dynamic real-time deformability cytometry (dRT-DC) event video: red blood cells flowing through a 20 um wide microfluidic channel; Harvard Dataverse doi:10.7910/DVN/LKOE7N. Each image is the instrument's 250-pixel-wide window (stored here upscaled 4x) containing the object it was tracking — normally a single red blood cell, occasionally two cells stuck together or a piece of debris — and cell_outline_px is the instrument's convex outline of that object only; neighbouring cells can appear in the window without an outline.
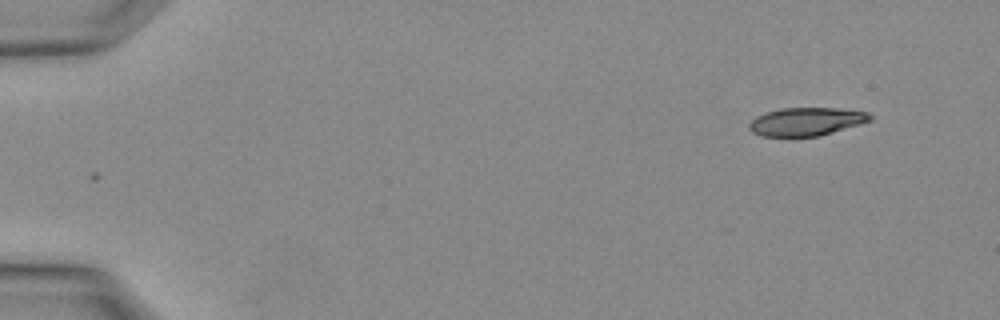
{"species": "Egyptian fruit bat (a non-hibernating species)", "species_latin": "Rousettus aegyptiacus", "temperature_condition": "warm", "stored_images_in_passage": 2, "camera_frame_rate_fps": 3000, "um_per_image_px": 0.085, "animal": {"sex": "female"}, "frame": {"image": 1, "passage_image": 1, "time_ms": 0.0, "image_size_px": [1000, 320], "cell_outline_px": [[872, 120], [860, 124], [820, 136], [788, 140], [760, 136], [752, 132], [748, 128], [748, 124], [756, 116], [764, 112], [780, 108], [836, 108], [868, 112], [872, 116]], "centroid_in_image_um": [68.45, 10.39], "position_along_channel_um": 16.5, "area_um2": 20.81}}